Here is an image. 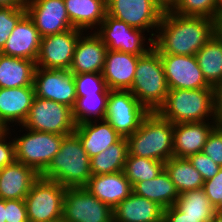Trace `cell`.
Here are the masks:
<instances>
[{"mask_svg":"<svg viewBox=\"0 0 222 222\" xmlns=\"http://www.w3.org/2000/svg\"><path fill=\"white\" fill-rule=\"evenodd\" d=\"M215 34V20L164 11L153 47L160 54L196 55Z\"/></svg>","mask_w":222,"mask_h":222,"instance_id":"cell-1","label":"cell"},{"mask_svg":"<svg viewBox=\"0 0 222 222\" xmlns=\"http://www.w3.org/2000/svg\"><path fill=\"white\" fill-rule=\"evenodd\" d=\"M91 176L90 157L75 133L63 138L59 152L40 174V177L56 181L66 188L85 187Z\"/></svg>","mask_w":222,"mask_h":222,"instance_id":"cell-2","label":"cell"},{"mask_svg":"<svg viewBox=\"0 0 222 222\" xmlns=\"http://www.w3.org/2000/svg\"><path fill=\"white\" fill-rule=\"evenodd\" d=\"M129 155L168 161L173 155V123L150 112L140 127L127 137Z\"/></svg>","mask_w":222,"mask_h":222,"instance_id":"cell-3","label":"cell"},{"mask_svg":"<svg viewBox=\"0 0 222 222\" xmlns=\"http://www.w3.org/2000/svg\"><path fill=\"white\" fill-rule=\"evenodd\" d=\"M168 90L160 53L152 47L138 58L130 91L149 112H157L164 104Z\"/></svg>","mask_w":222,"mask_h":222,"instance_id":"cell-4","label":"cell"},{"mask_svg":"<svg viewBox=\"0 0 222 222\" xmlns=\"http://www.w3.org/2000/svg\"><path fill=\"white\" fill-rule=\"evenodd\" d=\"M157 113L173 124L214 120L213 88L169 89Z\"/></svg>","mask_w":222,"mask_h":222,"instance_id":"cell-5","label":"cell"},{"mask_svg":"<svg viewBox=\"0 0 222 222\" xmlns=\"http://www.w3.org/2000/svg\"><path fill=\"white\" fill-rule=\"evenodd\" d=\"M24 129L23 131L27 132L21 137L17 138V135L13 137L15 159L32 167L40 175L48 167L54 155L59 152L61 142L67 135Z\"/></svg>","mask_w":222,"mask_h":222,"instance_id":"cell-6","label":"cell"},{"mask_svg":"<svg viewBox=\"0 0 222 222\" xmlns=\"http://www.w3.org/2000/svg\"><path fill=\"white\" fill-rule=\"evenodd\" d=\"M66 187L39 177L25 197L29 222H53L62 219Z\"/></svg>","mask_w":222,"mask_h":222,"instance_id":"cell-7","label":"cell"},{"mask_svg":"<svg viewBox=\"0 0 222 222\" xmlns=\"http://www.w3.org/2000/svg\"><path fill=\"white\" fill-rule=\"evenodd\" d=\"M21 128L58 135H71L75 132L76 124L71 107L35 96L28 117Z\"/></svg>","mask_w":222,"mask_h":222,"instance_id":"cell-8","label":"cell"},{"mask_svg":"<svg viewBox=\"0 0 222 222\" xmlns=\"http://www.w3.org/2000/svg\"><path fill=\"white\" fill-rule=\"evenodd\" d=\"M149 113L130 90H110L105 120L120 136L132 135Z\"/></svg>","mask_w":222,"mask_h":222,"instance_id":"cell-9","label":"cell"},{"mask_svg":"<svg viewBox=\"0 0 222 222\" xmlns=\"http://www.w3.org/2000/svg\"><path fill=\"white\" fill-rule=\"evenodd\" d=\"M164 11L156 0H107L108 15L133 28L151 32L149 38L153 40Z\"/></svg>","mask_w":222,"mask_h":222,"instance_id":"cell-10","label":"cell"},{"mask_svg":"<svg viewBox=\"0 0 222 222\" xmlns=\"http://www.w3.org/2000/svg\"><path fill=\"white\" fill-rule=\"evenodd\" d=\"M94 32L101 38L108 50L143 56L153 47V39L149 37L147 39L149 44L147 42L148 46L145 45V41H147L144 36L145 31L133 28L108 14Z\"/></svg>","mask_w":222,"mask_h":222,"instance_id":"cell-11","label":"cell"},{"mask_svg":"<svg viewBox=\"0 0 222 222\" xmlns=\"http://www.w3.org/2000/svg\"><path fill=\"white\" fill-rule=\"evenodd\" d=\"M63 222H113V210L84 187L66 188Z\"/></svg>","mask_w":222,"mask_h":222,"instance_id":"cell-12","label":"cell"},{"mask_svg":"<svg viewBox=\"0 0 222 222\" xmlns=\"http://www.w3.org/2000/svg\"><path fill=\"white\" fill-rule=\"evenodd\" d=\"M83 32V30L72 28L42 37L36 67L69 70L78 38Z\"/></svg>","mask_w":222,"mask_h":222,"instance_id":"cell-13","label":"cell"},{"mask_svg":"<svg viewBox=\"0 0 222 222\" xmlns=\"http://www.w3.org/2000/svg\"><path fill=\"white\" fill-rule=\"evenodd\" d=\"M33 86L35 96L74 107L77 94L74 73L62 69L36 67Z\"/></svg>","mask_w":222,"mask_h":222,"instance_id":"cell-14","label":"cell"},{"mask_svg":"<svg viewBox=\"0 0 222 222\" xmlns=\"http://www.w3.org/2000/svg\"><path fill=\"white\" fill-rule=\"evenodd\" d=\"M168 89L212 88L206 81L195 55L160 54Z\"/></svg>","mask_w":222,"mask_h":222,"instance_id":"cell-15","label":"cell"},{"mask_svg":"<svg viewBox=\"0 0 222 222\" xmlns=\"http://www.w3.org/2000/svg\"><path fill=\"white\" fill-rule=\"evenodd\" d=\"M25 8L41 37L74 28L64 0H26Z\"/></svg>","mask_w":222,"mask_h":222,"instance_id":"cell-16","label":"cell"},{"mask_svg":"<svg viewBox=\"0 0 222 222\" xmlns=\"http://www.w3.org/2000/svg\"><path fill=\"white\" fill-rule=\"evenodd\" d=\"M34 97V86L0 88L1 128L11 129L17 123L21 126L28 117Z\"/></svg>","mask_w":222,"mask_h":222,"instance_id":"cell-17","label":"cell"},{"mask_svg":"<svg viewBox=\"0 0 222 222\" xmlns=\"http://www.w3.org/2000/svg\"><path fill=\"white\" fill-rule=\"evenodd\" d=\"M91 33L83 32L79 36L69 69L71 73H102L108 48L94 31Z\"/></svg>","mask_w":222,"mask_h":222,"instance_id":"cell-18","label":"cell"},{"mask_svg":"<svg viewBox=\"0 0 222 222\" xmlns=\"http://www.w3.org/2000/svg\"><path fill=\"white\" fill-rule=\"evenodd\" d=\"M41 38L39 31L26 13L11 31L0 53L36 62Z\"/></svg>","mask_w":222,"mask_h":222,"instance_id":"cell-19","label":"cell"},{"mask_svg":"<svg viewBox=\"0 0 222 222\" xmlns=\"http://www.w3.org/2000/svg\"><path fill=\"white\" fill-rule=\"evenodd\" d=\"M217 126L214 120L173 124V155L188 158L202 152L208 135Z\"/></svg>","mask_w":222,"mask_h":222,"instance_id":"cell-20","label":"cell"},{"mask_svg":"<svg viewBox=\"0 0 222 222\" xmlns=\"http://www.w3.org/2000/svg\"><path fill=\"white\" fill-rule=\"evenodd\" d=\"M139 57L117 50H107L102 75L109 90L131 89Z\"/></svg>","mask_w":222,"mask_h":222,"instance_id":"cell-21","label":"cell"},{"mask_svg":"<svg viewBox=\"0 0 222 222\" xmlns=\"http://www.w3.org/2000/svg\"><path fill=\"white\" fill-rule=\"evenodd\" d=\"M84 188L112 210L133 192L124 171L92 175Z\"/></svg>","mask_w":222,"mask_h":222,"instance_id":"cell-22","label":"cell"},{"mask_svg":"<svg viewBox=\"0 0 222 222\" xmlns=\"http://www.w3.org/2000/svg\"><path fill=\"white\" fill-rule=\"evenodd\" d=\"M39 177L32 167L15 160L0 169V199L24 200Z\"/></svg>","mask_w":222,"mask_h":222,"instance_id":"cell-23","label":"cell"},{"mask_svg":"<svg viewBox=\"0 0 222 222\" xmlns=\"http://www.w3.org/2000/svg\"><path fill=\"white\" fill-rule=\"evenodd\" d=\"M164 208L132 192L113 209V222H163Z\"/></svg>","mask_w":222,"mask_h":222,"instance_id":"cell-24","label":"cell"},{"mask_svg":"<svg viewBox=\"0 0 222 222\" xmlns=\"http://www.w3.org/2000/svg\"><path fill=\"white\" fill-rule=\"evenodd\" d=\"M98 121L78 124L74 132L90 158L105 151L122 138L107 120H100V123Z\"/></svg>","mask_w":222,"mask_h":222,"instance_id":"cell-25","label":"cell"},{"mask_svg":"<svg viewBox=\"0 0 222 222\" xmlns=\"http://www.w3.org/2000/svg\"><path fill=\"white\" fill-rule=\"evenodd\" d=\"M67 14L74 28L94 29L103 22L107 14V0H64Z\"/></svg>","mask_w":222,"mask_h":222,"instance_id":"cell-26","label":"cell"},{"mask_svg":"<svg viewBox=\"0 0 222 222\" xmlns=\"http://www.w3.org/2000/svg\"><path fill=\"white\" fill-rule=\"evenodd\" d=\"M36 62L0 53V88L33 86Z\"/></svg>","mask_w":222,"mask_h":222,"instance_id":"cell-27","label":"cell"},{"mask_svg":"<svg viewBox=\"0 0 222 222\" xmlns=\"http://www.w3.org/2000/svg\"><path fill=\"white\" fill-rule=\"evenodd\" d=\"M133 192L158 203L164 209L173 206L179 197V192L165 169L153 179L135 183Z\"/></svg>","mask_w":222,"mask_h":222,"instance_id":"cell-28","label":"cell"},{"mask_svg":"<svg viewBox=\"0 0 222 222\" xmlns=\"http://www.w3.org/2000/svg\"><path fill=\"white\" fill-rule=\"evenodd\" d=\"M195 56L207 83L212 88L222 83V41L216 34Z\"/></svg>","mask_w":222,"mask_h":222,"instance_id":"cell-29","label":"cell"},{"mask_svg":"<svg viewBox=\"0 0 222 222\" xmlns=\"http://www.w3.org/2000/svg\"><path fill=\"white\" fill-rule=\"evenodd\" d=\"M164 169L175 185L179 194L203 188L204 180L187 158L171 157L164 164Z\"/></svg>","mask_w":222,"mask_h":222,"instance_id":"cell-30","label":"cell"},{"mask_svg":"<svg viewBox=\"0 0 222 222\" xmlns=\"http://www.w3.org/2000/svg\"><path fill=\"white\" fill-rule=\"evenodd\" d=\"M129 154L126 137L110 145L108 149L90 158L92 175L124 171L125 161Z\"/></svg>","mask_w":222,"mask_h":222,"instance_id":"cell-31","label":"cell"},{"mask_svg":"<svg viewBox=\"0 0 222 222\" xmlns=\"http://www.w3.org/2000/svg\"><path fill=\"white\" fill-rule=\"evenodd\" d=\"M174 206L186 217L200 218V222H210L216 212L203 188L179 194Z\"/></svg>","mask_w":222,"mask_h":222,"instance_id":"cell-32","label":"cell"},{"mask_svg":"<svg viewBox=\"0 0 222 222\" xmlns=\"http://www.w3.org/2000/svg\"><path fill=\"white\" fill-rule=\"evenodd\" d=\"M108 96L109 93H95L77 97L75 105L72 108V116L75 124L78 125L84 122L105 119Z\"/></svg>","mask_w":222,"mask_h":222,"instance_id":"cell-33","label":"cell"},{"mask_svg":"<svg viewBox=\"0 0 222 222\" xmlns=\"http://www.w3.org/2000/svg\"><path fill=\"white\" fill-rule=\"evenodd\" d=\"M164 162L129 155L125 161L124 173L133 186L135 183L155 178L164 170Z\"/></svg>","mask_w":222,"mask_h":222,"instance_id":"cell-34","label":"cell"},{"mask_svg":"<svg viewBox=\"0 0 222 222\" xmlns=\"http://www.w3.org/2000/svg\"><path fill=\"white\" fill-rule=\"evenodd\" d=\"M216 0H178L170 9L181 16L206 17L215 20Z\"/></svg>","mask_w":222,"mask_h":222,"instance_id":"cell-35","label":"cell"},{"mask_svg":"<svg viewBox=\"0 0 222 222\" xmlns=\"http://www.w3.org/2000/svg\"><path fill=\"white\" fill-rule=\"evenodd\" d=\"M77 97L95 93H109L102 73L74 74Z\"/></svg>","mask_w":222,"mask_h":222,"instance_id":"cell-36","label":"cell"},{"mask_svg":"<svg viewBox=\"0 0 222 222\" xmlns=\"http://www.w3.org/2000/svg\"><path fill=\"white\" fill-rule=\"evenodd\" d=\"M25 14V6H0V51L3 49L11 31Z\"/></svg>","mask_w":222,"mask_h":222,"instance_id":"cell-37","label":"cell"},{"mask_svg":"<svg viewBox=\"0 0 222 222\" xmlns=\"http://www.w3.org/2000/svg\"><path fill=\"white\" fill-rule=\"evenodd\" d=\"M187 159L192 164V166L200 172L204 181L213 178L221 168L203 152H198L194 155H191Z\"/></svg>","mask_w":222,"mask_h":222,"instance_id":"cell-38","label":"cell"},{"mask_svg":"<svg viewBox=\"0 0 222 222\" xmlns=\"http://www.w3.org/2000/svg\"><path fill=\"white\" fill-rule=\"evenodd\" d=\"M202 152L222 167V126H216L208 135Z\"/></svg>","mask_w":222,"mask_h":222,"instance_id":"cell-39","label":"cell"},{"mask_svg":"<svg viewBox=\"0 0 222 222\" xmlns=\"http://www.w3.org/2000/svg\"><path fill=\"white\" fill-rule=\"evenodd\" d=\"M203 190L214 208L222 202V167L213 178L204 181Z\"/></svg>","mask_w":222,"mask_h":222,"instance_id":"cell-40","label":"cell"},{"mask_svg":"<svg viewBox=\"0 0 222 222\" xmlns=\"http://www.w3.org/2000/svg\"><path fill=\"white\" fill-rule=\"evenodd\" d=\"M6 222H29L25 200H5Z\"/></svg>","mask_w":222,"mask_h":222,"instance_id":"cell-41","label":"cell"},{"mask_svg":"<svg viewBox=\"0 0 222 222\" xmlns=\"http://www.w3.org/2000/svg\"><path fill=\"white\" fill-rule=\"evenodd\" d=\"M10 129L0 131V169L13 163L15 159V144L11 137H8ZM9 139V142L7 140ZM11 138V141H10Z\"/></svg>","mask_w":222,"mask_h":222,"instance_id":"cell-42","label":"cell"},{"mask_svg":"<svg viewBox=\"0 0 222 222\" xmlns=\"http://www.w3.org/2000/svg\"><path fill=\"white\" fill-rule=\"evenodd\" d=\"M213 119L217 126H222V83L213 87Z\"/></svg>","mask_w":222,"mask_h":222,"instance_id":"cell-43","label":"cell"},{"mask_svg":"<svg viewBox=\"0 0 222 222\" xmlns=\"http://www.w3.org/2000/svg\"><path fill=\"white\" fill-rule=\"evenodd\" d=\"M163 222H200V218L186 217L173 205L164 209Z\"/></svg>","mask_w":222,"mask_h":222,"instance_id":"cell-44","label":"cell"},{"mask_svg":"<svg viewBox=\"0 0 222 222\" xmlns=\"http://www.w3.org/2000/svg\"><path fill=\"white\" fill-rule=\"evenodd\" d=\"M26 0H0V6H25Z\"/></svg>","mask_w":222,"mask_h":222,"instance_id":"cell-45","label":"cell"},{"mask_svg":"<svg viewBox=\"0 0 222 222\" xmlns=\"http://www.w3.org/2000/svg\"><path fill=\"white\" fill-rule=\"evenodd\" d=\"M215 34L222 41V17L215 20Z\"/></svg>","mask_w":222,"mask_h":222,"instance_id":"cell-46","label":"cell"},{"mask_svg":"<svg viewBox=\"0 0 222 222\" xmlns=\"http://www.w3.org/2000/svg\"><path fill=\"white\" fill-rule=\"evenodd\" d=\"M165 10L171 9L178 0H156Z\"/></svg>","mask_w":222,"mask_h":222,"instance_id":"cell-47","label":"cell"},{"mask_svg":"<svg viewBox=\"0 0 222 222\" xmlns=\"http://www.w3.org/2000/svg\"><path fill=\"white\" fill-rule=\"evenodd\" d=\"M222 17V0H216L215 20Z\"/></svg>","mask_w":222,"mask_h":222,"instance_id":"cell-48","label":"cell"},{"mask_svg":"<svg viewBox=\"0 0 222 222\" xmlns=\"http://www.w3.org/2000/svg\"><path fill=\"white\" fill-rule=\"evenodd\" d=\"M0 222L5 221V200L0 199Z\"/></svg>","mask_w":222,"mask_h":222,"instance_id":"cell-49","label":"cell"},{"mask_svg":"<svg viewBox=\"0 0 222 222\" xmlns=\"http://www.w3.org/2000/svg\"><path fill=\"white\" fill-rule=\"evenodd\" d=\"M210 222H222V214L215 212Z\"/></svg>","mask_w":222,"mask_h":222,"instance_id":"cell-50","label":"cell"},{"mask_svg":"<svg viewBox=\"0 0 222 222\" xmlns=\"http://www.w3.org/2000/svg\"><path fill=\"white\" fill-rule=\"evenodd\" d=\"M215 211L222 214V202L215 208Z\"/></svg>","mask_w":222,"mask_h":222,"instance_id":"cell-51","label":"cell"},{"mask_svg":"<svg viewBox=\"0 0 222 222\" xmlns=\"http://www.w3.org/2000/svg\"><path fill=\"white\" fill-rule=\"evenodd\" d=\"M53 222H63V220L61 219V220H56V221H53Z\"/></svg>","mask_w":222,"mask_h":222,"instance_id":"cell-52","label":"cell"}]
</instances>
